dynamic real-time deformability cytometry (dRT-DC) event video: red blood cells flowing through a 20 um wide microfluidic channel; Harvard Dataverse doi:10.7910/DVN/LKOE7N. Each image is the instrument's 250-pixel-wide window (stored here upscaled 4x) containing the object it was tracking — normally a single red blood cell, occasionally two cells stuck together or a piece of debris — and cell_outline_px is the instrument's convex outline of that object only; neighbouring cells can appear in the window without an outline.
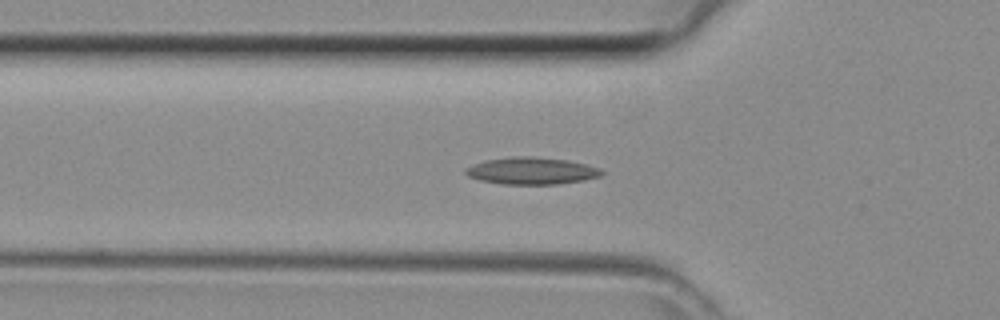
{"species": "common noctule bat (a hibernating species)", "species_latin": "Nyctalus noctula", "temperature_condition": "room temperature", "stored_images_in_passage": 44, "camera_frame_rate_fps": 3000, "um_per_image_px": 0.085, "animal": {"sex": "female", "body_mass_g": 29.2, "forearm_length_mm": 56.3}, "frame": {"image": 1, "passage_image": 14, "time_ms": 4.333, "image_size_px": [1000, 320], "cell_outline_px": [[604, 172], [600, 176], [584, 180], [556, 184], [500, 184], [480, 180], [468, 176], [464, 172], [464, 168], [472, 164], [484, 160], [512, 156], [528, 156], [568, 160], [600, 168]], "centroid_in_image_um": [45.13, 14.52], "position_along_channel_um": 80.7, "area_um2": 21.5}}
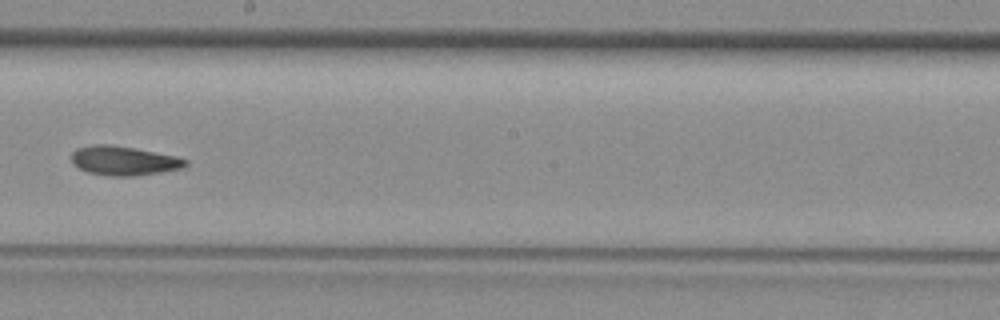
{"frame": {"image": 2, "passage_image": 24, "time_ms": 7.667, "image_size_px": [1000, 320], "cell_outline_px": [[188, 164], [184, 168], [160, 172], [132, 176], [108, 176], [88, 172], [72, 164], [72, 152], [76, 148], [96, 144], [108, 144], [132, 148], [176, 156], [188, 160]], "centroid_in_image_um": [10.52, 13.66], "position_along_channel_um": 237.7, "area_um2": 19.31}}
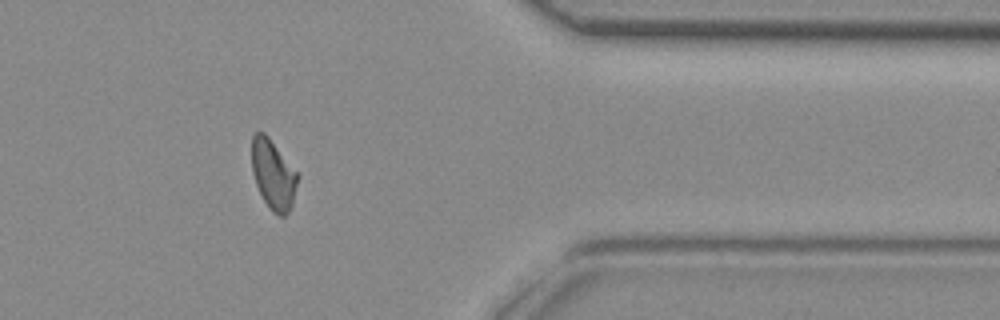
{"frame": {"image": 3, "passage_image": 35, "time_ms": 11.333, "image_size_px": [1000, 320], "cell_outline_px": [[300, 176], [292, 204], [288, 212], [284, 216], [280, 216], [272, 212], [268, 208], [256, 184], [252, 172], [252, 136], [256, 132], [264, 132], [268, 136]], "centroid_in_image_um": [23.23, 14.85], "position_along_channel_um": 388.2, "area_um2": 18.55}}